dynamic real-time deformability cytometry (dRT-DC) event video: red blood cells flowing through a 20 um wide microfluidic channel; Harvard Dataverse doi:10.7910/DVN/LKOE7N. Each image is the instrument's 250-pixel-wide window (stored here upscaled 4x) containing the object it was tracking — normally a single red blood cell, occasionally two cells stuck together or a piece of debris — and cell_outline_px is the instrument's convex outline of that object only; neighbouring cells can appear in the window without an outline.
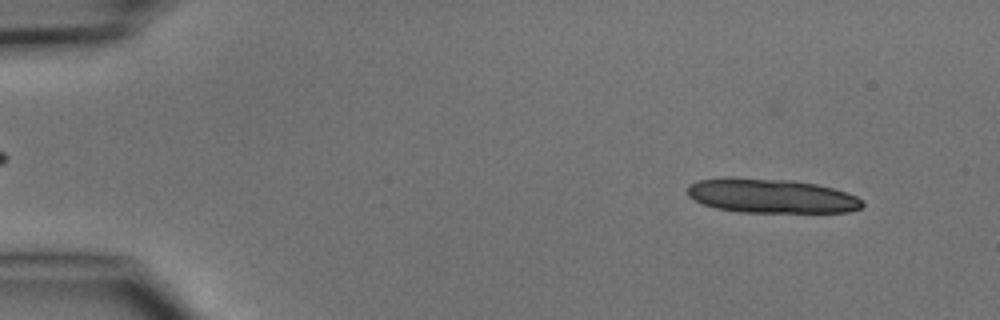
{"species": "common noctule bat (a hibernating species)", "species_latin": "Nyctalus noctula", "temperature_condition": "cold", "stored_images_in_passage": 4, "camera_frame_rate_fps": 3000, "um_per_image_px": 0.085, "animal": {"sex": "male", "body_mass_g": 15.6}, "frame": {"image": 1, "passage_image": 1, "time_ms": 0.0, "image_size_px": [1000, 320], "cell_outline_px": [[864, 204], [860, 208], [848, 212], [740, 212], [716, 208], [704, 204], [688, 196], [688, 184], [700, 180], [788, 180], [816, 184], [832, 188], [856, 196], [864, 200]], "centroid_in_image_um": [65.64, 16.7], "position_along_channel_um": 19.4, "area_um2": 33.7}}